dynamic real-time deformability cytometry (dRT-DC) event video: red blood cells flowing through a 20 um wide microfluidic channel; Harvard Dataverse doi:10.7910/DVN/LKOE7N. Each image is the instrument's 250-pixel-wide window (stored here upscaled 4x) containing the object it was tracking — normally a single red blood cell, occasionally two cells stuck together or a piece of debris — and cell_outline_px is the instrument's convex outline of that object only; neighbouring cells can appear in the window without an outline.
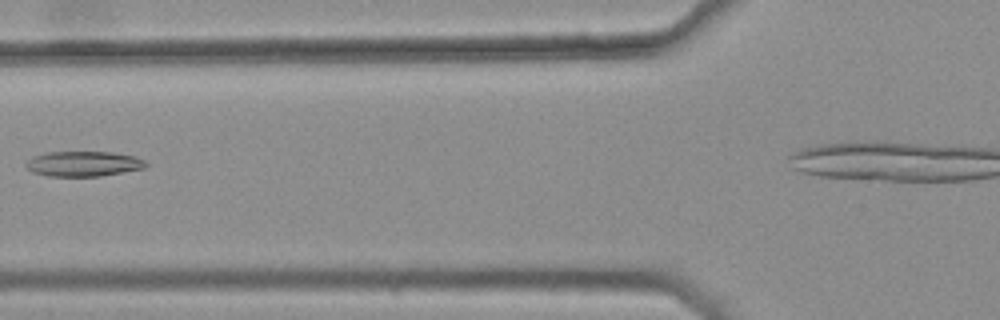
{"species": "common noctule bat (a hibernating species)", "species_latin": "Nyctalus noctula", "temperature_condition": "warm", "stored_images_in_passage": 4, "segment_of_instrument_passage": [1, 2], "camera_frame_rate_fps": 3000, "um_per_image_px": 0.085, "animal": {"sex": "female", "body_mass_g": 25.1}, "frame": {"image": 1, "passage_image": 2, "time_ms": 0.333, "image_size_px": [1000, 320], "cell_outline_px": [[148, 164], [144, 168], [100, 176], [48, 176], [32, 172], [24, 164], [32, 156], [48, 152], [112, 152], [132, 156], [144, 160]], "centroid_in_image_um": [7.06, 13.92], "position_along_channel_um": 118.7, "area_um2": 17.46}}
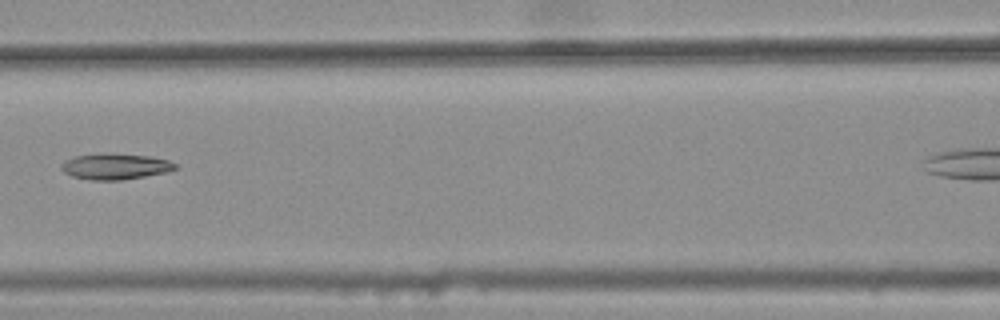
{"frame": {"image": 2, "passage_image": 3, "time_ms": 0.667, "image_size_px": [1000, 320], "cell_outline_px": [[180, 168], [168, 172], [120, 180], [92, 180], [72, 176], [64, 172], [60, 168], [60, 164], [64, 160], [76, 156], [152, 156], [168, 160], [176, 164]], "centroid_in_image_um": [9.84, 14.2], "position_along_channel_um": 156.8, "area_um2": 16.42}}